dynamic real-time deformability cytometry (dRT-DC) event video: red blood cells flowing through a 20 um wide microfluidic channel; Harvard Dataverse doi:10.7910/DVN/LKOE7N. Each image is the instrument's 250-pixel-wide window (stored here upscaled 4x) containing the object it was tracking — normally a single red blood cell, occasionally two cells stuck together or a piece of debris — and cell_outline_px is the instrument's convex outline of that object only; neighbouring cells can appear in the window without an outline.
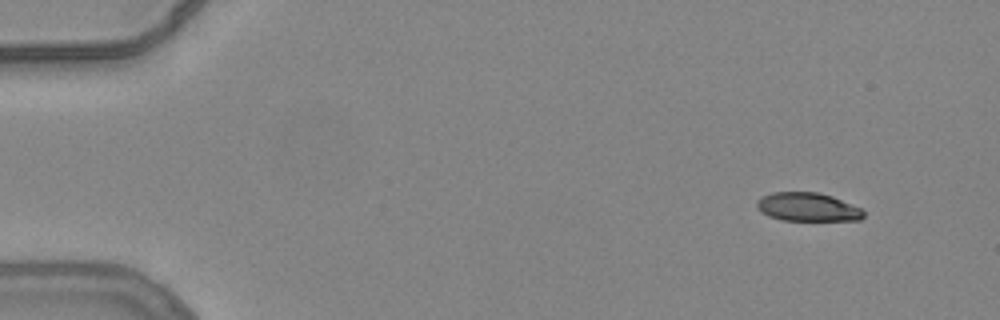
{"species": "common noctule bat (a hibernating species)", "species_latin": "Nyctalus noctula", "temperature_condition": "warm", "stored_images_in_passage": 50, "camera_frame_rate_fps": 3000, "um_per_image_px": 0.085, "animal": {"sex": "female", "body_mass_g": 24.6, "forearm_length_mm": 56.2}, "frame": {"image": 1, "passage_image": 1, "time_ms": 0.0, "image_size_px": [1000, 320], "cell_outline_px": [[864, 216], [860, 220], [780, 220], [768, 216], [760, 212], [756, 208], [756, 200], [772, 192], [816, 192], [832, 196], [860, 208], [864, 212]], "centroid_in_image_um": [68.6, 17.6], "position_along_channel_um": 16.4, "area_um2": 17.74}}
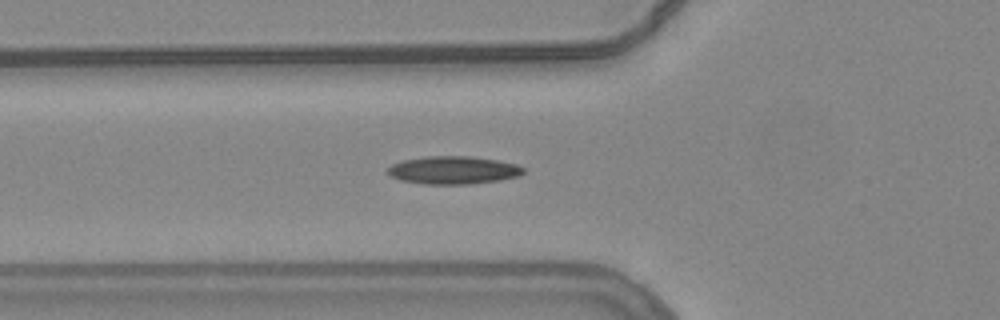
{"frame": {"image": 2, "passage_image": 16, "time_ms": 5.0, "image_size_px": [1000, 320], "cell_outline_px": [[524, 172], [520, 176], [500, 180], [468, 184], [424, 184], [400, 180], [392, 176], [388, 172], [388, 168], [392, 164], [404, 160], [428, 156], [468, 156], [496, 160], [516, 164], [524, 168]], "centroid_in_image_um": [38.55, 14.46], "position_along_channel_um": 87.3, "area_um2": 21.91}}
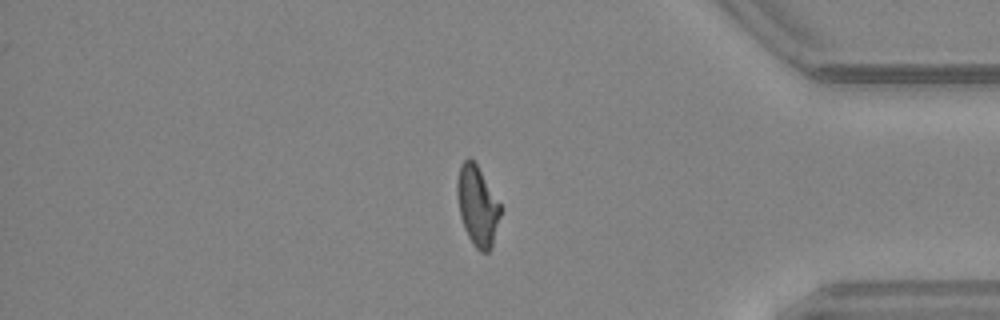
{"frame": {"image": 3, "passage_image": 42, "time_ms": 13.667, "image_size_px": [1000, 320], "cell_outline_px": [[504, 208], [492, 248], [488, 252], [480, 252], [472, 244], [464, 228], [460, 216], [456, 196], [456, 180], [460, 164], [468, 156], [476, 164]], "centroid_in_image_um": [40.6, 17.52], "position_along_channel_um": 394.6, "area_um2": 20.81}, "authors_computed_cell_mechanics": {"area_um2": 20.4612, "velocity_mm_per_s": 3.8349, "shape_relaxation_time_tau1_ms": null, "shape_relaxation_time_tau2_ms": 3.0244, "deformation_change_tau1": null, "deformation_change_tau2": 0.111}}